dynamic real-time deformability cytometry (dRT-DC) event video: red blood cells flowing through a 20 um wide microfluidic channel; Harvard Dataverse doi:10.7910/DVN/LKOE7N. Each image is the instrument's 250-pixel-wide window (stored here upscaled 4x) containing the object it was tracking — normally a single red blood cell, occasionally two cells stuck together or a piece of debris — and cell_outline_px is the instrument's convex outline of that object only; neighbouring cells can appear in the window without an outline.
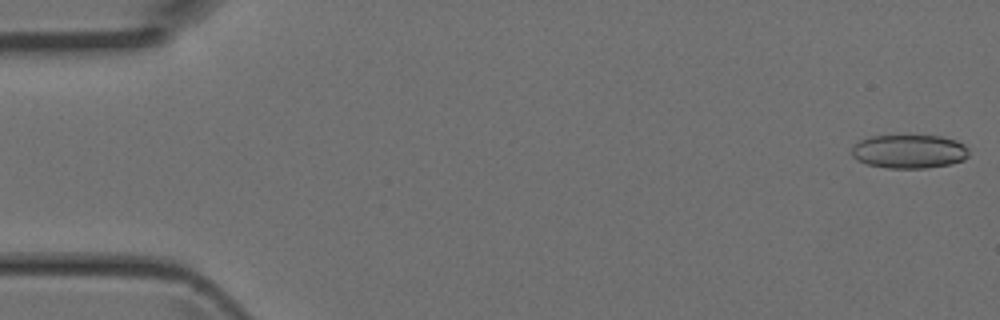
{"species": "Egyptian fruit bat (a non-hibernating species)", "species_latin": "Rousettus aegyptiacus", "temperature_condition": "room temperature", "stored_images_in_passage": 44, "camera_frame_rate_fps": 3000, "um_per_image_px": 0.085, "animal": {"sex": "female"}, "frame": {"image": 1, "passage_image": 1, "time_ms": 0.0, "image_size_px": [1000, 320], "cell_outline_px": [[968, 156], [964, 160], [948, 164], [924, 168], [888, 168], [868, 164], [856, 160], [852, 156], [852, 148], [860, 140], [872, 136], [940, 136], [956, 140], [964, 144], [968, 148]], "centroid_in_image_um": [77.29, 12.87], "position_along_channel_um": 7.7, "area_um2": 22.89}}
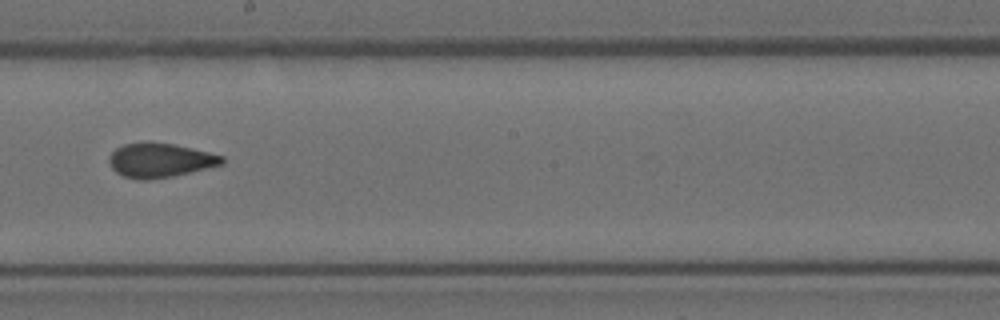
{"frame": {"image": 2, "passage_image": 25, "time_ms": 8.0, "image_size_px": [1000, 320], "cell_outline_px": [[224, 160], [220, 164], [172, 176], [144, 180], [140, 180], [124, 176], [116, 172], [112, 168], [108, 160], [108, 156], [116, 148], [124, 144], [176, 144], [224, 156]], "centroid_in_image_um": [13.57, 13.64], "position_along_channel_um": 234.6, "area_um2": 21.79}}
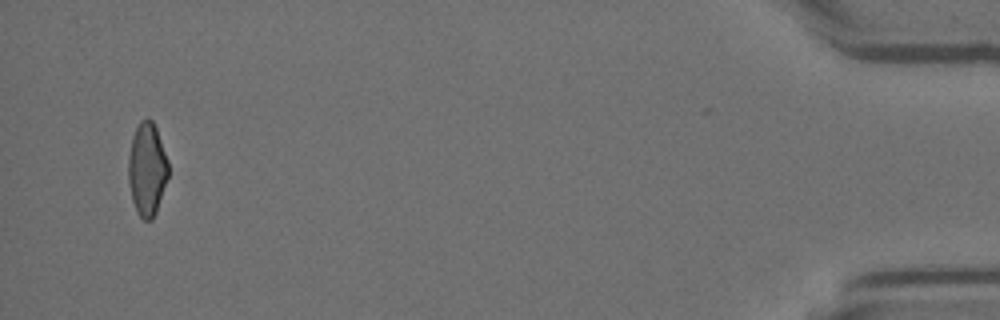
{"frame": {"image": 3, "passage_image": 43, "time_ms": 14.0, "image_size_px": [1000, 320], "cell_outline_px": [[168, 176], [156, 212], [152, 220], [144, 220], [136, 212], [132, 200], [128, 180], [128, 156], [132, 136], [140, 120], [148, 116], [152, 120], [156, 128], [168, 160]], "centroid_in_image_um": [12.48, 14.36], "position_along_channel_um": 422.7, "area_um2": 21.79}}